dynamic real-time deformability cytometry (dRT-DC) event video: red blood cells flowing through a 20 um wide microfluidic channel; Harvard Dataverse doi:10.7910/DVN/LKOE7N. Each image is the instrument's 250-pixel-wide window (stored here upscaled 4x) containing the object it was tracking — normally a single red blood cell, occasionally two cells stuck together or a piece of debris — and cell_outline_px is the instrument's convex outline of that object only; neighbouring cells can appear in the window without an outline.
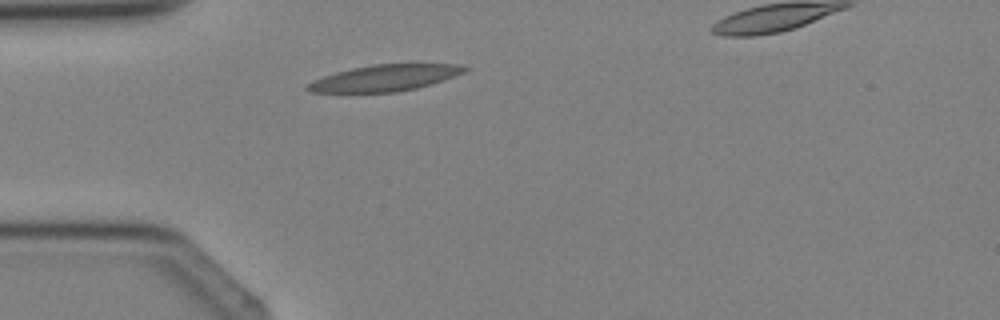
{"species": "Egyptian fruit bat (a non-hibernating species)", "species_latin": "Rousettus aegyptiacus", "temperature_condition": "cold", "stored_images_in_passage": 2, "segment_of_instrument_passage": [1, 2], "camera_frame_rate_fps": 3000, "um_per_image_px": 0.085, "animal": {"sex": "female"}, "frame": {"image": 1, "passage_image": 1, "time_ms": 0.0, "image_size_px": [1000, 320], "cell_outline_px": [[472, 68], [464, 72], [432, 84], [416, 88], [396, 92], [312, 92], [304, 88], [312, 80], [336, 72], [352, 68], [372, 64], [464, 64]], "centroid_in_image_um": [32.74, 6.61], "position_along_channel_um": 52.3, "area_um2": 24.04}}